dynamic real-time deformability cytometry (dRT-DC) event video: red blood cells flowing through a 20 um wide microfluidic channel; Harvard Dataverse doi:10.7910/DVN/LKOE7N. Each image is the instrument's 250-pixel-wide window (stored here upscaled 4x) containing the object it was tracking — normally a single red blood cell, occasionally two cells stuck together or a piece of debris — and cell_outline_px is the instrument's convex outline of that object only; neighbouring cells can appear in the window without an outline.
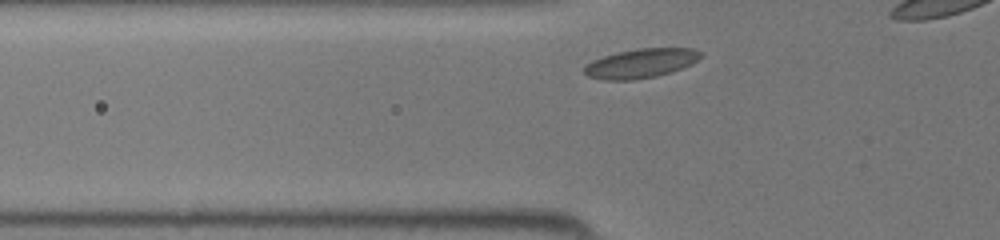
{"species": "common noctule bat (a hibernating species)", "species_latin": "Nyctalus noctula", "temperature_condition": "room temperature", "stored_images_in_passage": 24, "camera_frame_rate_fps": 3000, "um_per_image_px": 0.085, "animal": {"sex": "female", "body_mass_g": 19.5, "forearm_length_mm": 54.1}, "frame": {"image": 1, "passage_image": 2, "time_ms": 0.333, "image_size_px": [1000, 240], "cell_outline_px": [[700, 56], [696, 60], [672, 72], [656, 76], [632, 80], [604, 80], [588, 76], [584, 72], [584, 64], [592, 60], [616, 52], [640, 48], [692, 48], [700, 52]], "centroid_in_image_um": [54.4, 5.38], "position_along_channel_um": 71.4, "area_um2": 19.65}}
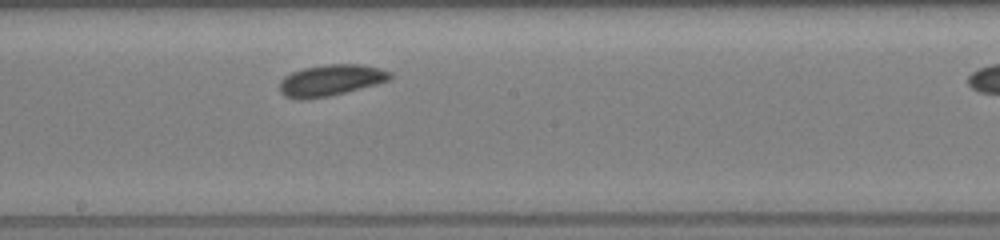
{"frame": {"image": 2, "passage_image": 12, "time_ms": 3.667, "image_size_px": [1000, 240], "cell_outline_px": [[392, 76], [388, 80], [376, 84], [328, 96], [304, 100], [300, 100], [284, 96], [280, 92], [280, 80], [284, 76], [292, 72], [304, 68], [328, 64], [360, 64], [380, 68], [392, 72]], "centroid_in_image_um": [28.09, 6.82], "position_along_channel_um": 220.1, "area_um2": 20.06}}
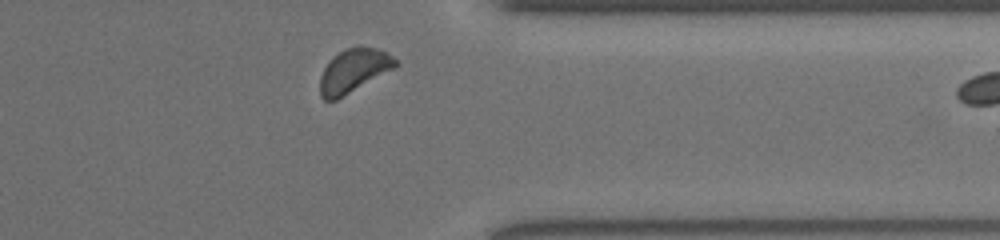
{"frame": {"image": 3, "passage_image": 23, "time_ms": 7.333, "image_size_px": [1000, 240], "cell_outline_px": [[400, 64], [396, 68], [336, 100], [324, 100], [320, 96], [320, 76], [324, 68], [332, 56], [344, 48], [356, 44], [360, 44], [376, 48], [392, 56]], "centroid_in_image_um": [30.07, 5.97], "position_along_channel_um": 381.3, "area_um2": 19.59}}